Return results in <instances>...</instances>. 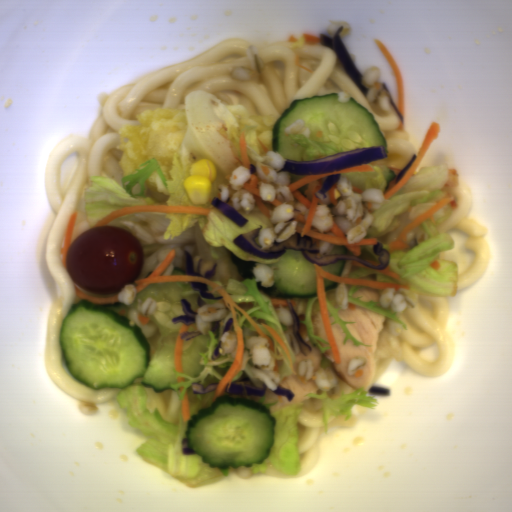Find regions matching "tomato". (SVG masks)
Instances as JSON below:
<instances>
[{"label":"tomato","instance_id":"tomato-1","mask_svg":"<svg viewBox=\"0 0 512 512\" xmlns=\"http://www.w3.org/2000/svg\"><path fill=\"white\" fill-rule=\"evenodd\" d=\"M138 236L123 227L99 226L78 234L68 245L66 269L85 292L112 294L133 283L144 266Z\"/></svg>","mask_w":512,"mask_h":512}]
</instances>
